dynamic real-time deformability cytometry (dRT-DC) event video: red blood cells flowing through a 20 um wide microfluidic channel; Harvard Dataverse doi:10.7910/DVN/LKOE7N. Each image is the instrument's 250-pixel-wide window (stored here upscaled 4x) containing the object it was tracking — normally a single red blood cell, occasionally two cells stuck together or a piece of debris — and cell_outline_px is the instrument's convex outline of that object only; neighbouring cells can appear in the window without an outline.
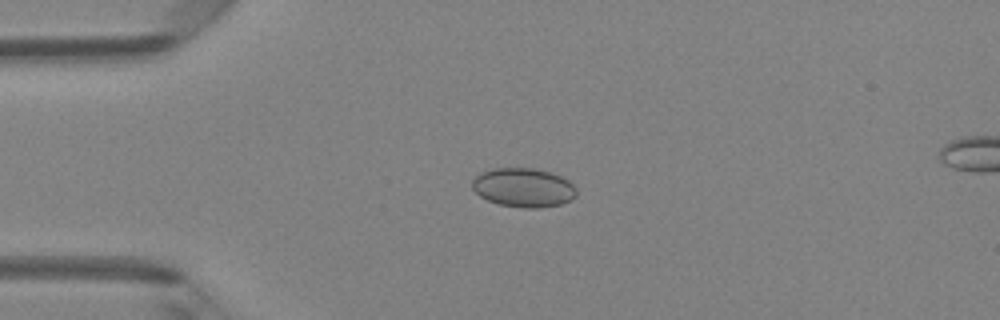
{"species": "Egyptian fruit bat (a non-hibernating species)", "species_latin": "Rousettus aegyptiacus", "temperature_condition": "room temperature", "stored_images_in_passage": 48, "camera_frame_rate_fps": 3000, "um_per_image_px": 0.085, "animal": {"sex": "female"}, "frame": {"image": 1, "passage_image": 11, "time_ms": 3.333, "image_size_px": [1000, 320], "cell_outline_px": [[576, 196], [560, 204], [540, 208], [524, 208], [500, 204], [488, 200], [480, 196], [472, 188], [472, 180], [480, 172], [496, 168], [532, 168], [548, 172], [560, 176], [568, 180], [576, 188]], "centroid_in_image_um": [44.48, 15.94], "position_along_channel_um": 40.5, "area_um2": 23.52}}
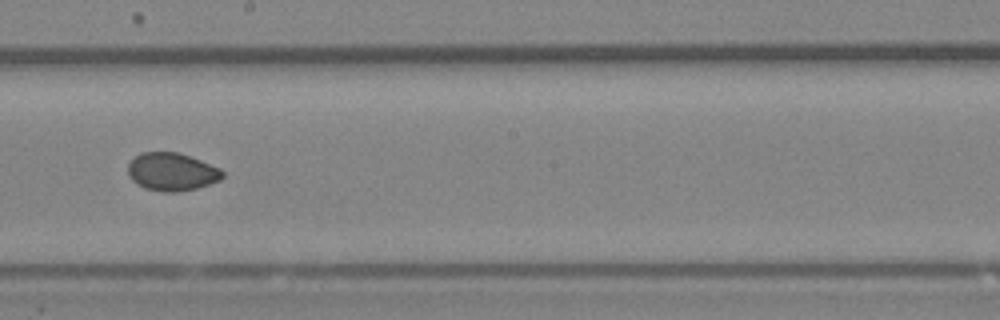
{"frame": {"image": 2, "passage_image": 27, "time_ms": 8.667, "image_size_px": [1000, 320], "cell_outline_px": [[224, 176], [220, 180], [196, 188], [176, 192], [164, 192], [144, 188], [136, 184], [128, 176], [128, 164], [140, 152], [180, 152], [220, 168], [224, 172]], "centroid_in_image_um": [14.59, 14.6], "position_along_channel_um": 233.6, "area_um2": 20.98}}
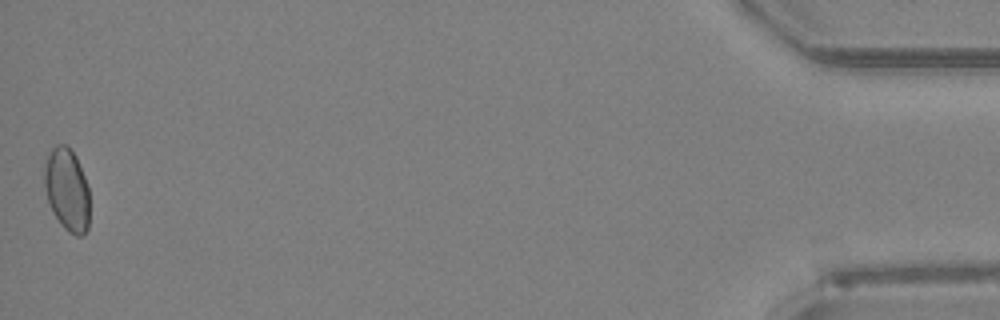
{"frame": {"image": 3, "passage_image": 48, "time_ms": 15.667, "image_size_px": [1000, 320], "cell_outline_px": [[88, 228], [80, 236], [76, 236], [68, 232], [60, 224], [52, 212], [44, 188], [44, 164], [48, 152], [56, 144], [64, 144], [76, 156], [84, 176], [88, 188]], "centroid_in_image_um": [5.66, 16.11], "position_along_channel_um": 429.5, "area_um2": 21.79}, "authors_computed_cell_mechanics": {"area_um2": 21.386, "velocity_mm_per_s": 4.1291, "shape_relaxation_time_tau1_ms": null, "shape_relaxation_time_tau2_ms": 1.8496, "deformation_change_tau1": null, "deformation_change_tau2": 0.0243}}